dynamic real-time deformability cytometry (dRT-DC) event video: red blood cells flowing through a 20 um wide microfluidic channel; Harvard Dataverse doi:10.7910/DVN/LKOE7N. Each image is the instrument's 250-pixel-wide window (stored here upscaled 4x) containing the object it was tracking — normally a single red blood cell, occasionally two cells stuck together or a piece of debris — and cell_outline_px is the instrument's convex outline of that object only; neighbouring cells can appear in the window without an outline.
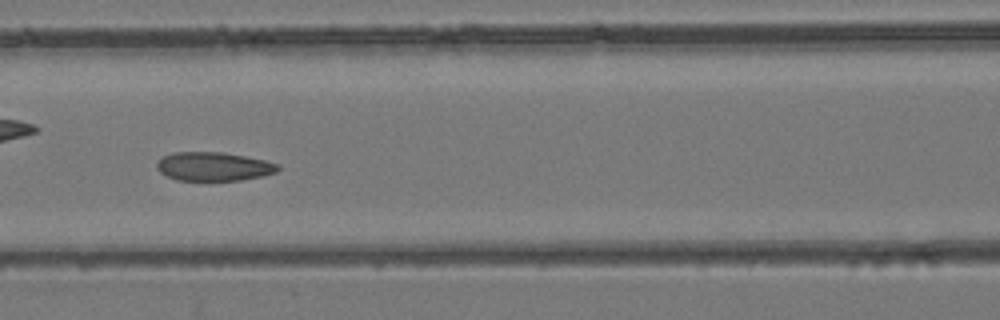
{"species": "common noctule bat (a hibernating species)", "species_latin": "Nyctalus noctula", "temperature_condition": "room temperature", "stored_images_in_passage": 5, "camera_frame_rate_fps": 3000, "um_per_image_px": 0.085, "animal": {"sex": "female", "body_mass_g": 24.6, "forearm_length_mm": 56.2}, "frame": {"image": 1, "passage_image": 5, "time_ms": 6.0, "image_size_px": [1000, 320], "cell_outline_px": [[280, 168], [276, 172], [264, 176], [240, 180], [176, 180], [160, 172], [156, 168], [156, 164], [164, 156], [172, 152], [224, 152], [264, 160], [280, 164]], "centroid_in_image_um": [18.18, 14.15], "position_along_channel_um": 148.4, "area_um2": 20.29}}